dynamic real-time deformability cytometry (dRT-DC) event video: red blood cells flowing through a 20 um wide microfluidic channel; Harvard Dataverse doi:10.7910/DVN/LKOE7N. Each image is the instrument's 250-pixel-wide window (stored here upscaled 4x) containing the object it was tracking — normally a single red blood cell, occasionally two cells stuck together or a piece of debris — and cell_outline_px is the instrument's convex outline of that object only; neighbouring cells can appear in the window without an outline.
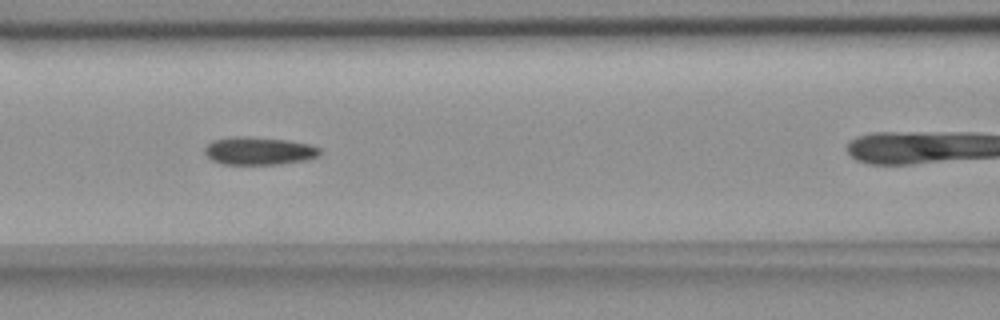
{"species": "common noctule bat (a hibernating species)", "species_latin": "Nyctalus noctula", "temperature_condition": "room temperature", "stored_images_in_passage": 18, "camera_frame_rate_fps": 3000, "um_per_image_px": 0.085, "animal": {"sex": "female", "body_mass_g": 18.4}, "frame": {"image": 1, "passage_image": 11, "time_ms": 3.333, "image_size_px": [1000, 320], "cell_outline_px": [[324, 152], [320, 156], [308, 160], [280, 164], [224, 164], [212, 160], [204, 152], [204, 148], [212, 140], [236, 136], [244, 136], [288, 140], [312, 144], [320, 148]], "centroid_in_image_um": [22.08, 12.82], "position_along_channel_um": 144.5, "area_um2": 18.96}}